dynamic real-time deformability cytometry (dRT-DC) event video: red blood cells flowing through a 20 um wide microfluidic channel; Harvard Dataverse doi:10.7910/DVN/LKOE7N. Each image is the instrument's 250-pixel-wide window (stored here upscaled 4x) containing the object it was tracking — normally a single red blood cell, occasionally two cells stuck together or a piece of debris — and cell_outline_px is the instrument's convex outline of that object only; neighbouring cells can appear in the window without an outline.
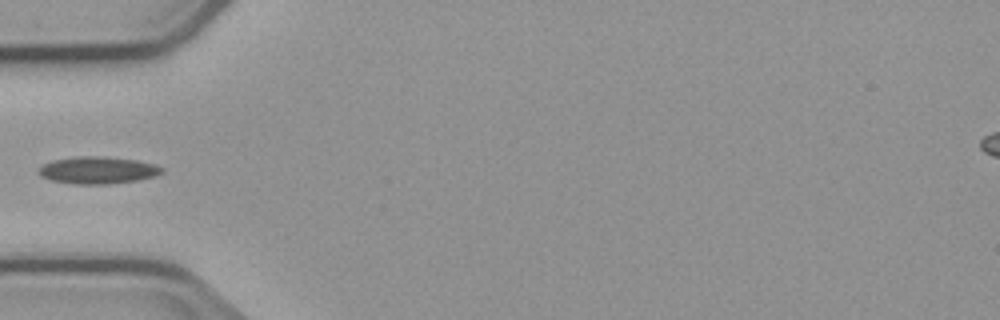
{"species": "common noctule bat (a hibernating species)", "species_latin": "Nyctalus noctula", "temperature_condition": "cold", "stored_images_in_passage": 4, "camera_frame_rate_fps": 3000, "um_per_image_px": 0.085, "animal": {"sex": "male", "body_mass_g": 23.1, "forearm_length_mm": 52.7}, "frame": {"image": 1, "passage_image": 4, "time_ms": 4.0, "image_size_px": [1000, 320], "cell_outline_px": [[164, 172], [156, 176], [136, 180], [108, 184], [76, 184], [52, 180], [40, 176], [36, 172], [44, 164], [52, 160], [76, 156], [100, 156], [136, 160], [156, 164], [164, 168]], "centroid_in_image_um": [8.32, 14.46], "position_along_channel_um": 76.7, "area_um2": 19.54}}